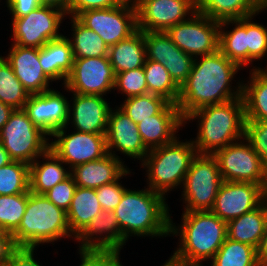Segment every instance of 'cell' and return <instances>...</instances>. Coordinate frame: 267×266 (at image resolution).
I'll return each instance as SVG.
<instances>
[{
    "label": "cell",
    "instance_id": "23",
    "mask_svg": "<svg viewBox=\"0 0 267 266\" xmlns=\"http://www.w3.org/2000/svg\"><path fill=\"white\" fill-rule=\"evenodd\" d=\"M127 169L123 159L108 153L101 159L72 168L71 176L77 187L96 189L116 181Z\"/></svg>",
    "mask_w": 267,
    "mask_h": 266
},
{
    "label": "cell",
    "instance_id": "24",
    "mask_svg": "<svg viewBox=\"0 0 267 266\" xmlns=\"http://www.w3.org/2000/svg\"><path fill=\"white\" fill-rule=\"evenodd\" d=\"M42 158V161L39 159ZM50 149L29 165V191L44 195L71 175V170ZM67 169V170H66Z\"/></svg>",
    "mask_w": 267,
    "mask_h": 266
},
{
    "label": "cell",
    "instance_id": "33",
    "mask_svg": "<svg viewBox=\"0 0 267 266\" xmlns=\"http://www.w3.org/2000/svg\"><path fill=\"white\" fill-rule=\"evenodd\" d=\"M144 74L148 86V93L161 96L170 103L177 104L180 87L171 78L168 70L160 63L145 60Z\"/></svg>",
    "mask_w": 267,
    "mask_h": 266
},
{
    "label": "cell",
    "instance_id": "27",
    "mask_svg": "<svg viewBox=\"0 0 267 266\" xmlns=\"http://www.w3.org/2000/svg\"><path fill=\"white\" fill-rule=\"evenodd\" d=\"M197 10L213 20L241 19L267 10V0H197Z\"/></svg>",
    "mask_w": 267,
    "mask_h": 266
},
{
    "label": "cell",
    "instance_id": "26",
    "mask_svg": "<svg viewBox=\"0 0 267 266\" xmlns=\"http://www.w3.org/2000/svg\"><path fill=\"white\" fill-rule=\"evenodd\" d=\"M267 225L266 199L255 209L227 222V237L258 248Z\"/></svg>",
    "mask_w": 267,
    "mask_h": 266
},
{
    "label": "cell",
    "instance_id": "48",
    "mask_svg": "<svg viewBox=\"0 0 267 266\" xmlns=\"http://www.w3.org/2000/svg\"><path fill=\"white\" fill-rule=\"evenodd\" d=\"M6 6L12 18H21L38 8L39 0H5Z\"/></svg>",
    "mask_w": 267,
    "mask_h": 266
},
{
    "label": "cell",
    "instance_id": "29",
    "mask_svg": "<svg viewBox=\"0 0 267 266\" xmlns=\"http://www.w3.org/2000/svg\"><path fill=\"white\" fill-rule=\"evenodd\" d=\"M108 58L115 75L120 72L143 67L146 60L143 31L138 29L127 39L110 46Z\"/></svg>",
    "mask_w": 267,
    "mask_h": 266
},
{
    "label": "cell",
    "instance_id": "22",
    "mask_svg": "<svg viewBox=\"0 0 267 266\" xmlns=\"http://www.w3.org/2000/svg\"><path fill=\"white\" fill-rule=\"evenodd\" d=\"M184 125L177 105L169 103L159 114L138 123L137 128L145 147L151 150L174 141Z\"/></svg>",
    "mask_w": 267,
    "mask_h": 266
},
{
    "label": "cell",
    "instance_id": "13",
    "mask_svg": "<svg viewBox=\"0 0 267 266\" xmlns=\"http://www.w3.org/2000/svg\"><path fill=\"white\" fill-rule=\"evenodd\" d=\"M115 76L108 56L74 58L72 70L62 87L66 92L104 96L114 91Z\"/></svg>",
    "mask_w": 267,
    "mask_h": 266
},
{
    "label": "cell",
    "instance_id": "1",
    "mask_svg": "<svg viewBox=\"0 0 267 266\" xmlns=\"http://www.w3.org/2000/svg\"><path fill=\"white\" fill-rule=\"evenodd\" d=\"M240 70L220 50L196 57L189 76L180 87L176 104L183 118L205 106L242 97V80H238L235 88L232 86Z\"/></svg>",
    "mask_w": 267,
    "mask_h": 266
},
{
    "label": "cell",
    "instance_id": "54",
    "mask_svg": "<svg viewBox=\"0 0 267 266\" xmlns=\"http://www.w3.org/2000/svg\"><path fill=\"white\" fill-rule=\"evenodd\" d=\"M10 162H12V160L10 159L8 152L0 143V167L8 165Z\"/></svg>",
    "mask_w": 267,
    "mask_h": 266
},
{
    "label": "cell",
    "instance_id": "35",
    "mask_svg": "<svg viewBox=\"0 0 267 266\" xmlns=\"http://www.w3.org/2000/svg\"><path fill=\"white\" fill-rule=\"evenodd\" d=\"M29 92L16 77L11 65L0 56V101L13 109H23Z\"/></svg>",
    "mask_w": 267,
    "mask_h": 266
},
{
    "label": "cell",
    "instance_id": "49",
    "mask_svg": "<svg viewBox=\"0 0 267 266\" xmlns=\"http://www.w3.org/2000/svg\"><path fill=\"white\" fill-rule=\"evenodd\" d=\"M79 266H107L115 257L102 253H79Z\"/></svg>",
    "mask_w": 267,
    "mask_h": 266
},
{
    "label": "cell",
    "instance_id": "36",
    "mask_svg": "<svg viewBox=\"0 0 267 266\" xmlns=\"http://www.w3.org/2000/svg\"><path fill=\"white\" fill-rule=\"evenodd\" d=\"M170 102L165 98L147 93L127 98L118 107L138 124L151 116L159 114Z\"/></svg>",
    "mask_w": 267,
    "mask_h": 266
},
{
    "label": "cell",
    "instance_id": "2",
    "mask_svg": "<svg viewBox=\"0 0 267 266\" xmlns=\"http://www.w3.org/2000/svg\"><path fill=\"white\" fill-rule=\"evenodd\" d=\"M127 189L114 212L123 238L170 236V208L166 197L150 188Z\"/></svg>",
    "mask_w": 267,
    "mask_h": 266
},
{
    "label": "cell",
    "instance_id": "45",
    "mask_svg": "<svg viewBox=\"0 0 267 266\" xmlns=\"http://www.w3.org/2000/svg\"><path fill=\"white\" fill-rule=\"evenodd\" d=\"M194 59L195 58L191 55L183 52L180 58H173L165 64L164 67L168 70L171 78L179 87H181L189 76Z\"/></svg>",
    "mask_w": 267,
    "mask_h": 266
},
{
    "label": "cell",
    "instance_id": "37",
    "mask_svg": "<svg viewBox=\"0 0 267 266\" xmlns=\"http://www.w3.org/2000/svg\"><path fill=\"white\" fill-rule=\"evenodd\" d=\"M146 46V59L165 64L173 58H180L183 51L162 32L143 31Z\"/></svg>",
    "mask_w": 267,
    "mask_h": 266
},
{
    "label": "cell",
    "instance_id": "34",
    "mask_svg": "<svg viewBox=\"0 0 267 266\" xmlns=\"http://www.w3.org/2000/svg\"><path fill=\"white\" fill-rule=\"evenodd\" d=\"M211 266H258L257 250L228 237L211 260Z\"/></svg>",
    "mask_w": 267,
    "mask_h": 266
},
{
    "label": "cell",
    "instance_id": "57",
    "mask_svg": "<svg viewBox=\"0 0 267 266\" xmlns=\"http://www.w3.org/2000/svg\"><path fill=\"white\" fill-rule=\"evenodd\" d=\"M120 259V257H115L107 266H124Z\"/></svg>",
    "mask_w": 267,
    "mask_h": 266
},
{
    "label": "cell",
    "instance_id": "15",
    "mask_svg": "<svg viewBox=\"0 0 267 266\" xmlns=\"http://www.w3.org/2000/svg\"><path fill=\"white\" fill-rule=\"evenodd\" d=\"M79 253H102L120 257L126 245L114 211L102 210L76 237Z\"/></svg>",
    "mask_w": 267,
    "mask_h": 266
},
{
    "label": "cell",
    "instance_id": "39",
    "mask_svg": "<svg viewBox=\"0 0 267 266\" xmlns=\"http://www.w3.org/2000/svg\"><path fill=\"white\" fill-rule=\"evenodd\" d=\"M27 206V193L0 195V230L12 234L19 226Z\"/></svg>",
    "mask_w": 267,
    "mask_h": 266
},
{
    "label": "cell",
    "instance_id": "9",
    "mask_svg": "<svg viewBox=\"0 0 267 266\" xmlns=\"http://www.w3.org/2000/svg\"><path fill=\"white\" fill-rule=\"evenodd\" d=\"M65 11L49 5H40L28 15L12 18V44L22 47L41 48L47 42L61 38L59 32Z\"/></svg>",
    "mask_w": 267,
    "mask_h": 266
},
{
    "label": "cell",
    "instance_id": "38",
    "mask_svg": "<svg viewBox=\"0 0 267 266\" xmlns=\"http://www.w3.org/2000/svg\"><path fill=\"white\" fill-rule=\"evenodd\" d=\"M29 192V164L12 161L0 167V195Z\"/></svg>",
    "mask_w": 267,
    "mask_h": 266
},
{
    "label": "cell",
    "instance_id": "40",
    "mask_svg": "<svg viewBox=\"0 0 267 266\" xmlns=\"http://www.w3.org/2000/svg\"><path fill=\"white\" fill-rule=\"evenodd\" d=\"M247 16V46H248V67L256 60H262L267 55V27L263 24L252 21L258 15Z\"/></svg>",
    "mask_w": 267,
    "mask_h": 266
},
{
    "label": "cell",
    "instance_id": "19",
    "mask_svg": "<svg viewBox=\"0 0 267 266\" xmlns=\"http://www.w3.org/2000/svg\"><path fill=\"white\" fill-rule=\"evenodd\" d=\"M105 137L108 153L116 158L121 159L116 153L119 151L120 155L122 153L134 161L137 159L142 162L149 152L143 143L137 124L118 106L110 110Z\"/></svg>",
    "mask_w": 267,
    "mask_h": 266
},
{
    "label": "cell",
    "instance_id": "44",
    "mask_svg": "<svg viewBox=\"0 0 267 266\" xmlns=\"http://www.w3.org/2000/svg\"><path fill=\"white\" fill-rule=\"evenodd\" d=\"M76 187L77 186L74 182V179L70 175L67 179L52 187L44 195L54 205L67 212L70 207Z\"/></svg>",
    "mask_w": 267,
    "mask_h": 266
},
{
    "label": "cell",
    "instance_id": "6",
    "mask_svg": "<svg viewBox=\"0 0 267 266\" xmlns=\"http://www.w3.org/2000/svg\"><path fill=\"white\" fill-rule=\"evenodd\" d=\"M177 137L174 141L149 150L141 168L146 169L147 187L152 191L161 193L166 197L170 191L183 185L186 173L191 162L197 155L192 140L180 141ZM173 189V190H172Z\"/></svg>",
    "mask_w": 267,
    "mask_h": 266
},
{
    "label": "cell",
    "instance_id": "43",
    "mask_svg": "<svg viewBox=\"0 0 267 266\" xmlns=\"http://www.w3.org/2000/svg\"><path fill=\"white\" fill-rule=\"evenodd\" d=\"M130 174L131 170L128 168L116 181L95 189L102 210H115L121 202L124 192L128 189L119 181Z\"/></svg>",
    "mask_w": 267,
    "mask_h": 266
},
{
    "label": "cell",
    "instance_id": "14",
    "mask_svg": "<svg viewBox=\"0 0 267 266\" xmlns=\"http://www.w3.org/2000/svg\"><path fill=\"white\" fill-rule=\"evenodd\" d=\"M76 18L95 31L109 47L138 30L137 11L126 2L113 8L83 11Z\"/></svg>",
    "mask_w": 267,
    "mask_h": 266
},
{
    "label": "cell",
    "instance_id": "32",
    "mask_svg": "<svg viewBox=\"0 0 267 266\" xmlns=\"http://www.w3.org/2000/svg\"><path fill=\"white\" fill-rule=\"evenodd\" d=\"M71 19V48L74 58H90L108 56L109 46L93 30L83 25L76 17L68 16Z\"/></svg>",
    "mask_w": 267,
    "mask_h": 266
},
{
    "label": "cell",
    "instance_id": "11",
    "mask_svg": "<svg viewBox=\"0 0 267 266\" xmlns=\"http://www.w3.org/2000/svg\"><path fill=\"white\" fill-rule=\"evenodd\" d=\"M220 22L197 11L166 33L183 52L196 58L219 50Z\"/></svg>",
    "mask_w": 267,
    "mask_h": 266
},
{
    "label": "cell",
    "instance_id": "51",
    "mask_svg": "<svg viewBox=\"0 0 267 266\" xmlns=\"http://www.w3.org/2000/svg\"><path fill=\"white\" fill-rule=\"evenodd\" d=\"M256 250H257L258 265L267 266V225H266L265 233Z\"/></svg>",
    "mask_w": 267,
    "mask_h": 266
},
{
    "label": "cell",
    "instance_id": "59",
    "mask_svg": "<svg viewBox=\"0 0 267 266\" xmlns=\"http://www.w3.org/2000/svg\"><path fill=\"white\" fill-rule=\"evenodd\" d=\"M265 194H266V201H267V188H266V190H265Z\"/></svg>",
    "mask_w": 267,
    "mask_h": 266
},
{
    "label": "cell",
    "instance_id": "17",
    "mask_svg": "<svg viewBox=\"0 0 267 266\" xmlns=\"http://www.w3.org/2000/svg\"><path fill=\"white\" fill-rule=\"evenodd\" d=\"M137 27L141 31L166 32L189 19L197 10V0H149L137 10Z\"/></svg>",
    "mask_w": 267,
    "mask_h": 266
},
{
    "label": "cell",
    "instance_id": "55",
    "mask_svg": "<svg viewBox=\"0 0 267 266\" xmlns=\"http://www.w3.org/2000/svg\"><path fill=\"white\" fill-rule=\"evenodd\" d=\"M161 266H189V265L183 261L177 260L171 254L170 258H168V260L165 261V263H163V265Z\"/></svg>",
    "mask_w": 267,
    "mask_h": 266
},
{
    "label": "cell",
    "instance_id": "50",
    "mask_svg": "<svg viewBox=\"0 0 267 266\" xmlns=\"http://www.w3.org/2000/svg\"><path fill=\"white\" fill-rule=\"evenodd\" d=\"M15 248L11 234L0 230V266H6L10 253Z\"/></svg>",
    "mask_w": 267,
    "mask_h": 266
},
{
    "label": "cell",
    "instance_id": "46",
    "mask_svg": "<svg viewBox=\"0 0 267 266\" xmlns=\"http://www.w3.org/2000/svg\"><path fill=\"white\" fill-rule=\"evenodd\" d=\"M124 3L125 0H69L68 16L77 17L83 11L113 8Z\"/></svg>",
    "mask_w": 267,
    "mask_h": 266
},
{
    "label": "cell",
    "instance_id": "28",
    "mask_svg": "<svg viewBox=\"0 0 267 266\" xmlns=\"http://www.w3.org/2000/svg\"><path fill=\"white\" fill-rule=\"evenodd\" d=\"M231 24L235 27L228 31L227 28ZM219 50L242 70L244 67L247 68V17L220 22Z\"/></svg>",
    "mask_w": 267,
    "mask_h": 266
},
{
    "label": "cell",
    "instance_id": "31",
    "mask_svg": "<svg viewBox=\"0 0 267 266\" xmlns=\"http://www.w3.org/2000/svg\"><path fill=\"white\" fill-rule=\"evenodd\" d=\"M101 211L95 189L76 187L66 212L71 233L77 237Z\"/></svg>",
    "mask_w": 267,
    "mask_h": 266
},
{
    "label": "cell",
    "instance_id": "4",
    "mask_svg": "<svg viewBox=\"0 0 267 266\" xmlns=\"http://www.w3.org/2000/svg\"><path fill=\"white\" fill-rule=\"evenodd\" d=\"M198 123L197 136L191 139L197 154L213 155L228 144L244 138L245 110L243 97L231 101L205 106L184 119Z\"/></svg>",
    "mask_w": 267,
    "mask_h": 266
},
{
    "label": "cell",
    "instance_id": "10",
    "mask_svg": "<svg viewBox=\"0 0 267 266\" xmlns=\"http://www.w3.org/2000/svg\"><path fill=\"white\" fill-rule=\"evenodd\" d=\"M223 181L250 182L267 188V172L251 144L242 138L213 154Z\"/></svg>",
    "mask_w": 267,
    "mask_h": 266
},
{
    "label": "cell",
    "instance_id": "56",
    "mask_svg": "<svg viewBox=\"0 0 267 266\" xmlns=\"http://www.w3.org/2000/svg\"><path fill=\"white\" fill-rule=\"evenodd\" d=\"M149 0H125L134 10H137L143 3Z\"/></svg>",
    "mask_w": 267,
    "mask_h": 266
},
{
    "label": "cell",
    "instance_id": "16",
    "mask_svg": "<svg viewBox=\"0 0 267 266\" xmlns=\"http://www.w3.org/2000/svg\"><path fill=\"white\" fill-rule=\"evenodd\" d=\"M265 199V189L259 184L223 181L210 211L228 222L257 208Z\"/></svg>",
    "mask_w": 267,
    "mask_h": 266
},
{
    "label": "cell",
    "instance_id": "3",
    "mask_svg": "<svg viewBox=\"0 0 267 266\" xmlns=\"http://www.w3.org/2000/svg\"><path fill=\"white\" fill-rule=\"evenodd\" d=\"M182 223L170 219V236H179L173 257L189 266L211 261L227 238V222L211 211L183 212Z\"/></svg>",
    "mask_w": 267,
    "mask_h": 266
},
{
    "label": "cell",
    "instance_id": "21",
    "mask_svg": "<svg viewBox=\"0 0 267 266\" xmlns=\"http://www.w3.org/2000/svg\"><path fill=\"white\" fill-rule=\"evenodd\" d=\"M4 58L29 94L51 90L52 80L44 73L39 61V48L11 44Z\"/></svg>",
    "mask_w": 267,
    "mask_h": 266
},
{
    "label": "cell",
    "instance_id": "58",
    "mask_svg": "<svg viewBox=\"0 0 267 266\" xmlns=\"http://www.w3.org/2000/svg\"><path fill=\"white\" fill-rule=\"evenodd\" d=\"M260 71L267 75V66L264 68L258 67ZM266 68V69H265Z\"/></svg>",
    "mask_w": 267,
    "mask_h": 266
},
{
    "label": "cell",
    "instance_id": "41",
    "mask_svg": "<svg viewBox=\"0 0 267 266\" xmlns=\"http://www.w3.org/2000/svg\"><path fill=\"white\" fill-rule=\"evenodd\" d=\"M124 94L125 99L148 93L143 67L117 73L114 91Z\"/></svg>",
    "mask_w": 267,
    "mask_h": 266
},
{
    "label": "cell",
    "instance_id": "30",
    "mask_svg": "<svg viewBox=\"0 0 267 266\" xmlns=\"http://www.w3.org/2000/svg\"><path fill=\"white\" fill-rule=\"evenodd\" d=\"M249 80H242L245 121H267V75L254 66Z\"/></svg>",
    "mask_w": 267,
    "mask_h": 266
},
{
    "label": "cell",
    "instance_id": "52",
    "mask_svg": "<svg viewBox=\"0 0 267 266\" xmlns=\"http://www.w3.org/2000/svg\"><path fill=\"white\" fill-rule=\"evenodd\" d=\"M13 111L14 109L11 106L6 105L0 101V131L2 127L8 122L10 114Z\"/></svg>",
    "mask_w": 267,
    "mask_h": 266
},
{
    "label": "cell",
    "instance_id": "12",
    "mask_svg": "<svg viewBox=\"0 0 267 266\" xmlns=\"http://www.w3.org/2000/svg\"><path fill=\"white\" fill-rule=\"evenodd\" d=\"M67 128L68 126H65L51 135L55 140H50L49 149L66 166L68 165L70 170L78 165L101 159L108 154L105 134L85 133L76 130L69 133Z\"/></svg>",
    "mask_w": 267,
    "mask_h": 266
},
{
    "label": "cell",
    "instance_id": "7",
    "mask_svg": "<svg viewBox=\"0 0 267 266\" xmlns=\"http://www.w3.org/2000/svg\"><path fill=\"white\" fill-rule=\"evenodd\" d=\"M50 139L23 109H14L0 131V143L10 159L29 165L49 149Z\"/></svg>",
    "mask_w": 267,
    "mask_h": 266
},
{
    "label": "cell",
    "instance_id": "18",
    "mask_svg": "<svg viewBox=\"0 0 267 266\" xmlns=\"http://www.w3.org/2000/svg\"><path fill=\"white\" fill-rule=\"evenodd\" d=\"M69 100L55 89L38 94H30L23 110L28 118L49 137L67 126Z\"/></svg>",
    "mask_w": 267,
    "mask_h": 266
},
{
    "label": "cell",
    "instance_id": "53",
    "mask_svg": "<svg viewBox=\"0 0 267 266\" xmlns=\"http://www.w3.org/2000/svg\"><path fill=\"white\" fill-rule=\"evenodd\" d=\"M41 5H49L57 7L66 12L68 16V3L69 0H39Z\"/></svg>",
    "mask_w": 267,
    "mask_h": 266
},
{
    "label": "cell",
    "instance_id": "42",
    "mask_svg": "<svg viewBox=\"0 0 267 266\" xmlns=\"http://www.w3.org/2000/svg\"><path fill=\"white\" fill-rule=\"evenodd\" d=\"M244 138L258 154L267 172V121H245Z\"/></svg>",
    "mask_w": 267,
    "mask_h": 266
},
{
    "label": "cell",
    "instance_id": "47",
    "mask_svg": "<svg viewBox=\"0 0 267 266\" xmlns=\"http://www.w3.org/2000/svg\"><path fill=\"white\" fill-rule=\"evenodd\" d=\"M36 248L16 247L8 258L6 266H42L34 257Z\"/></svg>",
    "mask_w": 267,
    "mask_h": 266
},
{
    "label": "cell",
    "instance_id": "20",
    "mask_svg": "<svg viewBox=\"0 0 267 266\" xmlns=\"http://www.w3.org/2000/svg\"><path fill=\"white\" fill-rule=\"evenodd\" d=\"M72 94L67 126L71 123L73 130L79 132L106 134L111 110L107 99L100 95Z\"/></svg>",
    "mask_w": 267,
    "mask_h": 266
},
{
    "label": "cell",
    "instance_id": "8",
    "mask_svg": "<svg viewBox=\"0 0 267 266\" xmlns=\"http://www.w3.org/2000/svg\"><path fill=\"white\" fill-rule=\"evenodd\" d=\"M223 182L217 160L210 154H197L182 186L183 212L210 211Z\"/></svg>",
    "mask_w": 267,
    "mask_h": 266
},
{
    "label": "cell",
    "instance_id": "25",
    "mask_svg": "<svg viewBox=\"0 0 267 266\" xmlns=\"http://www.w3.org/2000/svg\"><path fill=\"white\" fill-rule=\"evenodd\" d=\"M39 61L44 73L64 85L72 70L74 55L67 36L51 40L39 48Z\"/></svg>",
    "mask_w": 267,
    "mask_h": 266
},
{
    "label": "cell",
    "instance_id": "5",
    "mask_svg": "<svg viewBox=\"0 0 267 266\" xmlns=\"http://www.w3.org/2000/svg\"><path fill=\"white\" fill-rule=\"evenodd\" d=\"M15 247L37 248L62 238L76 237L71 233L67 213L48 200L45 195L29 191L27 206L18 228L11 234Z\"/></svg>",
    "mask_w": 267,
    "mask_h": 266
}]
</instances>
